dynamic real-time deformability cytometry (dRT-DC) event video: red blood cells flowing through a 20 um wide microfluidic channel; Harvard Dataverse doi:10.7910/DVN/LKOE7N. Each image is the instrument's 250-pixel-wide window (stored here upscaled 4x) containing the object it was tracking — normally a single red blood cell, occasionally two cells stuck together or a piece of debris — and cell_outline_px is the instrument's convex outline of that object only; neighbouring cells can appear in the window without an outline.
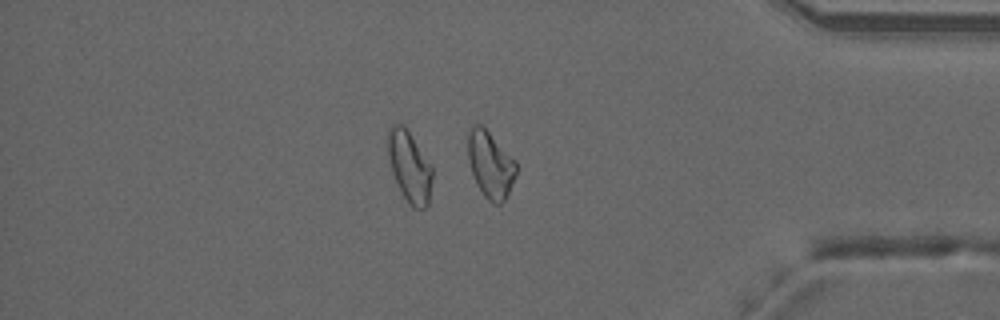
{"species": "common noctule bat (a hibernating species)", "species_latin": "Nyctalus noctula", "temperature_condition": "warm", "stored_images_in_passage": 50, "camera_frame_rate_fps": 3000, "um_per_image_px": 0.085, "animal": {"sex": "male", "forearm_length_mm": 52.5}, "frame": {"image": 1, "passage_image": 42, "time_ms": 13.667, "image_size_px": [1000, 320], "cell_outline_px": [[516, 176], [504, 200], [500, 204], [492, 204], [484, 196], [476, 184], [468, 160], [468, 132], [472, 124], [480, 124], [516, 160]], "centroid_in_image_um": [41.67, 14.0], "position_along_channel_um": 393.5, "area_um2": 18.61}, "authors_computed_cell_mechanics": {"area_um2": 20.1722, "velocity_mm_per_s": 4.2202, "shape_relaxation_time_tau1_ms": null, "shape_relaxation_time_tau2_ms": 3.6261, "deformation_change_tau1": null, "deformation_change_tau2": 0.1057}}